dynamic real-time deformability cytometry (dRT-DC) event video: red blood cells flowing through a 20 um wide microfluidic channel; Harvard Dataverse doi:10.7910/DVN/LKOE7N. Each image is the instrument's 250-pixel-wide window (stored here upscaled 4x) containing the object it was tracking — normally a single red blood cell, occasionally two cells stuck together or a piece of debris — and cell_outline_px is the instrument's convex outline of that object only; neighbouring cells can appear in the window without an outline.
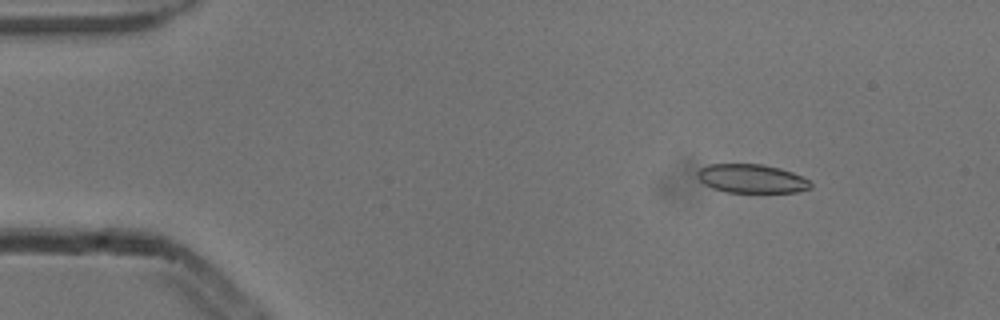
{"species": "common noctule bat (a hibernating species)", "species_latin": "Nyctalus noctula", "temperature_condition": "cold", "stored_images_in_passage": 53, "camera_frame_rate_fps": 3000, "um_per_image_px": 0.085, "animal": {"sex": "male", "body_mass_g": 13.3}, "frame": {"image": 1, "passage_image": 7, "time_ms": 2.0, "image_size_px": [1000, 320], "cell_outline_px": [[812, 188], [796, 192], [728, 192], [712, 188], [704, 184], [696, 176], [696, 172], [700, 168], [708, 164], [764, 164], [780, 168], [792, 172], [808, 180], [812, 184]], "centroid_in_image_um": [63.87, 15.18], "position_along_channel_um": 21.1, "area_um2": 19.02}}
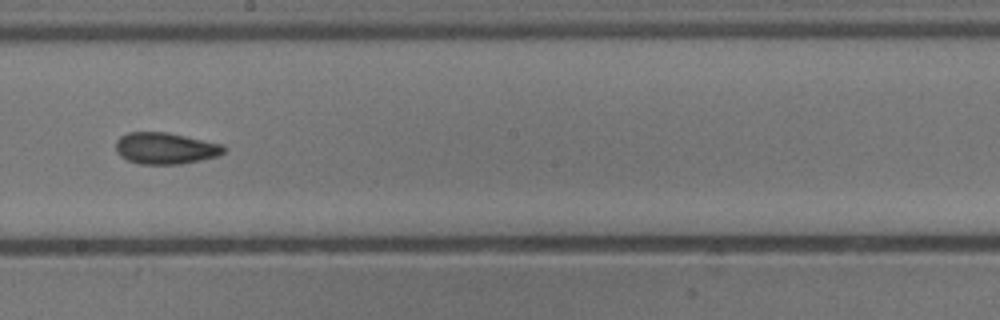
{"frame": {"image": 2, "passage_image": 30, "time_ms": 9.667, "image_size_px": [1000, 320], "cell_outline_px": [[224, 152], [220, 156], [180, 164], [140, 164], [128, 160], [120, 156], [116, 152], [116, 140], [120, 136], [128, 132], [168, 132], [224, 144]], "centroid_in_image_um": [14.06, 12.6], "position_along_channel_um": 234.1, "area_um2": 20.0}}
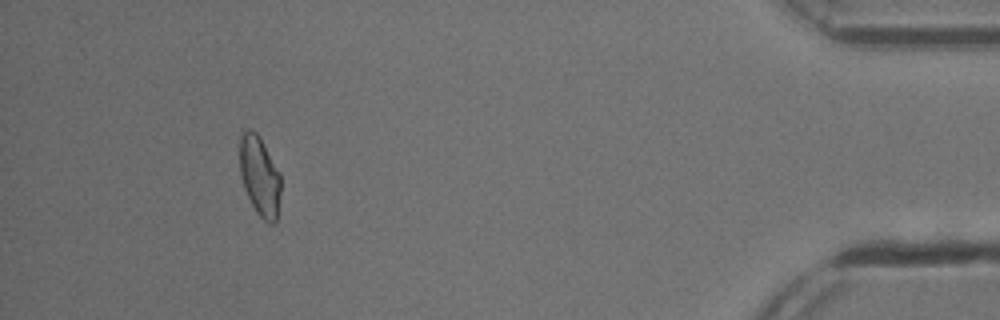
{"frame": {"image": 3, "passage_image": 49, "time_ms": 16.0, "image_size_px": [1000, 320], "cell_outline_px": [[280, 192], [276, 220], [272, 224], [268, 224], [256, 212], [244, 188], [240, 176], [240, 136], [248, 128], [252, 128], [260, 136], [280, 172]], "centroid_in_image_um": [22.07, 14.93], "position_along_channel_um": 413.1, "area_um2": 19.13}, "authors_computed_cell_mechanics": {"area_um2": 19.652, "velocity_mm_per_s": 3.8723, "shape_relaxation_time_tau1_ms": null, "shape_relaxation_time_tau2_ms": 2.5939, "deformation_change_tau1": null, "deformation_change_tau2": 0.0792}}